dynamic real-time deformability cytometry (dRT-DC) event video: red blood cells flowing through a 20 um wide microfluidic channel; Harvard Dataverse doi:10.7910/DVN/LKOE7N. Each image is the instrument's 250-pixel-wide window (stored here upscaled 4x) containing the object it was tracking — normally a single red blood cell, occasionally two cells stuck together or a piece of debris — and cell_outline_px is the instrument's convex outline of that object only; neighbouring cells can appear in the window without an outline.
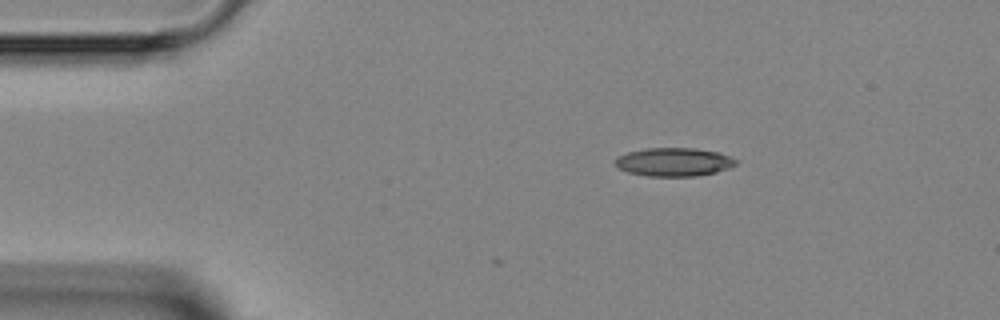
{"species": "Egyptian fruit bat (a non-hibernating species)", "species_latin": "Rousettus aegyptiacus", "temperature_condition": "room temperature", "stored_images_in_passage": 2, "camera_frame_rate_fps": 3000, "um_per_image_px": 0.085, "animal": {"sex": "female"}, "frame": {"image": 1, "passage_image": 2, "time_ms": 1.0, "image_size_px": [1000, 320], "cell_outline_px": [[736, 164], [728, 168], [716, 172], [696, 176], [648, 176], [628, 172], [620, 168], [616, 164], [616, 160], [620, 156], [628, 152], [644, 148], [692, 148], [720, 152], [736, 160]], "centroid_in_image_um": [57.3, 13.77], "position_along_channel_um": 27.7, "area_um2": 19.77}}